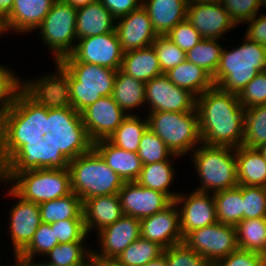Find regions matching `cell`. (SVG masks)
<instances>
[{"label":"cell","mask_w":266,"mask_h":266,"mask_svg":"<svg viewBox=\"0 0 266 266\" xmlns=\"http://www.w3.org/2000/svg\"><path fill=\"white\" fill-rule=\"evenodd\" d=\"M10 30H9V27H8V24H7V19H6V16H4L1 12H0V36L4 33L7 34L9 33Z\"/></svg>","instance_id":"60"},{"label":"cell","mask_w":266,"mask_h":266,"mask_svg":"<svg viewBox=\"0 0 266 266\" xmlns=\"http://www.w3.org/2000/svg\"><path fill=\"white\" fill-rule=\"evenodd\" d=\"M223 45L219 39H203L186 52V60L200 66L212 77L218 68Z\"/></svg>","instance_id":"40"},{"label":"cell","mask_w":266,"mask_h":266,"mask_svg":"<svg viewBox=\"0 0 266 266\" xmlns=\"http://www.w3.org/2000/svg\"><path fill=\"white\" fill-rule=\"evenodd\" d=\"M183 243L210 263L239 248L235 226L220 222L193 230L183 238Z\"/></svg>","instance_id":"12"},{"label":"cell","mask_w":266,"mask_h":266,"mask_svg":"<svg viewBox=\"0 0 266 266\" xmlns=\"http://www.w3.org/2000/svg\"><path fill=\"white\" fill-rule=\"evenodd\" d=\"M63 2L72 5L74 8H80L93 3L97 0H62Z\"/></svg>","instance_id":"58"},{"label":"cell","mask_w":266,"mask_h":266,"mask_svg":"<svg viewBox=\"0 0 266 266\" xmlns=\"http://www.w3.org/2000/svg\"><path fill=\"white\" fill-rule=\"evenodd\" d=\"M163 253L162 246L140 237L127 246L117 258L126 266H144L151 260L159 258Z\"/></svg>","instance_id":"41"},{"label":"cell","mask_w":266,"mask_h":266,"mask_svg":"<svg viewBox=\"0 0 266 266\" xmlns=\"http://www.w3.org/2000/svg\"><path fill=\"white\" fill-rule=\"evenodd\" d=\"M124 52L116 30L98 36L78 39L73 52L60 61H79L118 70Z\"/></svg>","instance_id":"14"},{"label":"cell","mask_w":266,"mask_h":266,"mask_svg":"<svg viewBox=\"0 0 266 266\" xmlns=\"http://www.w3.org/2000/svg\"><path fill=\"white\" fill-rule=\"evenodd\" d=\"M165 75L173 84L189 90L196 97L215 86L207 71L187 60L170 69Z\"/></svg>","instance_id":"32"},{"label":"cell","mask_w":266,"mask_h":266,"mask_svg":"<svg viewBox=\"0 0 266 266\" xmlns=\"http://www.w3.org/2000/svg\"><path fill=\"white\" fill-rule=\"evenodd\" d=\"M137 153L143 165L167 161L174 155L149 128L142 135Z\"/></svg>","instance_id":"42"},{"label":"cell","mask_w":266,"mask_h":266,"mask_svg":"<svg viewBox=\"0 0 266 266\" xmlns=\"http://www.w3.org/2000/svg\"><path fill=\"white\" fill-rule=\"evenodd\" d=\"M4 182L22 199L41 204L72 193L68 170L34 169L3 173Z\"/></svg>","instance_id":"8"},{"label":"cell","mask_w":266,"mask_h":266,"mask_svg":"<svg viewBox=\"0 0 266 266\" xmlns=\"http://www.w3.org/2000/svg\"><path fill=\"white\" fill-rule=\"evenodd\" d=\"M47 120L48 133L44 134V138L51 137L57 150H60L69 161L93 148L81 113L74 108L47 109Z\"/></svg>","instance_id":"9"},{"label":"cell","mask_w":266,"mask_h":266,"mask_svg":"<svg viewBox=\"0 0 266 266\" xmlns=\"http://www.w3.org/2000/svg\"><path fill=\"white\" fill-rule=\"evenodd\" d=\"M213 197L218 222L236 226L243 220L242 185L216 192Z\"/></svg>","instance_id":"36"},{"label":"cell","mask_w":266,"mask_h":266,"mask_svg":"<svg viewBox=\"0 0 266 266\" xmlns=\"http://www.w3.org/2000/svg\"><path fill=\"white\" fill-rule=\"evenodd\" d=\"M145 93V83L123 73L120 69L117 70L112 97L127 115H135L132 110L146 105Z\"/></svg>","instance_id":"33"},{"label":"cell","mask_w":266,"mask_h":266,"mask_svg":"<svg viewBox=\"0 0 266 266\" xmlns=\"http://www.w3.org/2000/svg\"><path fill=\"white\" fill-rule=\"evenodd\" d=\"M41 222L52 224L65 219H83V202L73 192L39 204Z\"/></svg>","instance_id":"34"},{"label":"cell","mask_w":266,"mask_h":266,"mask_svg":"<svg viewBox=\"0 0 266 266\" xmlns=\"http://www.w3.org/2000/svg\"><path fill=\"white\" fill-rule=\"evenodd\" d=\"M116 18H120L142 6V0H99Z\"/></svg>","instance_id":"54"},{"label":"cell","mask_w":266,"mask_h":266,"mask_svg":"<svg viewBox=\"0 0 266 266\" xmlns=\"http://www.w3.org/2000/svg\"><path fill=\"white\" fill-rule=\"evenodd\" d=\"M144 266H168L165 253H163V255H161L159 258L146 263Z\"/></svg>","instance_id":"59"},{"label":"cell","mask_w":266,"mask_h":266,"mask_svg":"<svg viewBox=\"0 0 266 266\" xmlns=\"http://www.w3.org/2000/svg\"><path fill=\"white\" fill-rule=\"evenodd\" d=\"M141 221L140 237L162 246L164 249L183 243L178 206L173 202L165 210Z\"/></svg>","instance_id":"21"},{"label":"cell","mask_w":266,"mask_h":266,"mask_svg":"<svg viewBox=\"0 0 266 266\" xmlns=\"http://www.w3.org/2000/svg\"><path fill=\"white\" fill-rule=\"evenodd\" d=\"M90 262L94 266H126L117 257L91 256Z\"/></svg>","instance_id":"56"},{"label":"cell","mask_w":266,"mask_h":266,"mask_svg":"<svg viewBox=\"0 0 266 266\" xmlns=\"http://www.w3.org/2000/svg\"><path fill=\"white\" fill-rule=\"evenodd\" d=\"M8 197L17 200L9 212V234L14 255L21 253L32 241L41 222L39 205L18 196L10 187Z\"/></svg>","instance_id":"16"},{"label":"cell","mask_w":266,"mask_h":266,"mask_svg":"<svg viewBox=\"0 0 266 266\" xmlns=\"http://www.w3.org/2000/svg\"><path fill=\"white\" fill-rule=\"evenodd\" d=\"M180 214V227L183 238L193 230L217 223L216 206L213 194L193 190L182 192L174 200Z\"/></svg>","instance_id":"18"},{"label":"cell","mask_w":266,"mask_h":266,"mask_svg":"<svg viewBox=\"0 0 266 266\" xmlns=\"http://www.w3.org/2000/svg\"><path fill=\"white\" fill-rule=\"evenodd\" d=\"M69 160L57 150L51 137L24 144L4 165L3 173L34 169L68 170Z\"/></svg>","instance_id":"13"},{"label":"cell","mask_w":266,"mask_h":266,"mask_svg":"<svg viewBox=\"0 0 266 266\" xmlns=\"http://www.w3.org/2000/svg\"><path fill=\"white\" fill-rule=\"evenodd\" d=\"M69 72L71 107L78 113L99 98L112 96L117 70L79 61H59Z\"/></svg>","instance_id":"6"},{"label":"cell","mask_w":266,"mask_h":266,"mask_svg":"<svg viewBox=\"0 0 266 266\" xmlns=\"http://www.w3.org/2000/svg\"><path fill=\"white\" fill-rule=\"evenodd\" d=\"M56 70L39 78L21 80V90L35 103L47 109L71 107L69 72L60 62Z\"/></svg>","instance_id":"11"},{"label":"cell","mask_w":266,"mask_h":266,"mask_svg":"<svg viewBox=\"0 0 266 266\" xmlns=\"http://www.w3.org/2000/svg\"><path fill=\"white\" fill-rule=\"evenodd\" d=\"M59 244L85 242L89 235L86 232L84 219H65L51 224Z\"/></svg>","instance_id":"49"},{"label":"cell","mask_w":266,"mask_h":266,"mask_svg":"<svg viewBox=\"0 0 266 266\" xmlns=\"http://www.w3.org/2000/svg\"><path fill=\"white\" fill-rule=\"evenodd\" d=\"M263 8L266 10V0H261Z\"/></svg>","instance_id":"64"},{"label":"cell","mask_w":266,"mask_h":266,"mask_svg":"<svg viewBox=\"0 0 266 266\" xmlns=\"http://www.w3.org/2000/svg\"><path fill=\"white\" fill-rule=\"evenodd\" d=\"M257 149L260 151V153L262 154V156H263V158L265 159V162H266V143L262 144Z\"/></svg>","instance_id":"61"},{"label":"cell","mask_w":266,"mask_h":266,"mask_svg":"<svg viewBox=\"0 0 266 266\" xmlns=\"http://www.w3.org/2000/svg\"><path fill=\"white\" fill-rule=\"evenodd\" d=\"M86 242L61 243L54 246L44 258L56 266H86L92 255Z\"/></svg>","instance_id":"38"},{"label":"cell","mask_w":266,"mask_h":266,"mask_svg":"<svg viewBox=\"0 0 266 266\" xmlns=\"http://www.w3.org/2000/svg\"><path fill=\"white\" fill-rule=\"evenodd\" d=\"M186 19L203 39L221 40L237 27L219 0L188 3Z\"/></svg>","instance_id":"17"},{"label":"cell","mask_w":266,"mask_h":266,"mask_svg":"<svg viewBox=\"0 0 266 266\" xmlns=\"http://www.w3.org/2000/svg\"><path fill=\"white\" fill-rule=\"evenodd\" d=\"M123 215L118 194L96 196L83 201V219L88 235H92L91 230L101 231Z\"/></svg>","instance_id":"24"},{"label":"cell","mask_w":266,"mask_h":266,"mask_svg":"<svg viewBox=\"0 0 266 266\" xmlns=\"http://www.w3.org/2000/svg\"><path fill=\"white\" fill-rule=\"evenodd\" d=\"M152 45L157 53L163 74L186 60V52L166 35H158Z\"/></svg>","instance_id":"43"},{"label":"cell","mask_w":266,"mask_h":266,"mask_svg":"<svg viewBox=\"0 0 266 266\" xmlns=\"http://www.w3.org/2000/svg\"><path fill=\"white\" fill-rule=\"evenodd\" d=\"M212 266H266V256L238 248L224 259L213 262Z\"/></svg>","instance_id":"52"},{"label":"cell","mask_w":266,"mask_h":266,"mask_svg":"<svg viewBox=\"0 0 266 266\" xmlns=\"http://www.w3.org/2000/svg\"><path fill=\"white\" fill-rule=\"evenodd\" d=\"M146 118H140L137 113L128 115L107 140L116 147L137 153L142 135L148 129Z\"/></svg>","instance_id":"35"},{"label":"cell","mask_w":266,"mask_h":266,"mask_svg":"<svg viewBox=\"0 0 266 266\" xmlns=\"http://www.w3.org/2000/svg\"><path fill=\"white\" fill-rule=\"evenodd\" d=\"M181 50L187 52L203 40L201 34L187 19L178 23L167 35Z\"/></svg>","instance_id":"51"},{"label":"cell","mask_w":266,"mask_h":266,"mask_svg":"<svg viewBox=\"0 0 266 266\" xmlns=\"http://www.w3.org/2000/svg\"><path fill=\"white\" fill-rule=\"evenodd\" d=\"M118 196L123 214L139 220L161 212L173 203L166 194L140 186L136 181L125 182Z\"/></svg>","instance_id":"20"},{"label":"cell","mask_w":266,"mask_h":266,"mask_svg":"<svg viewBox=\"0 0 266 266\" xmlns=\"http://www.w3.org/2000/svg\"><path fill=\"white\" fill-rule=\"evenodd\" d=\"M68 169L72 192L82 202L96 196L118 194L125 183L94 148L70 160Z\"/></svg>","instance_id":"4"},{"label":"cell","mask_w":266,"mask_h":266,"mask_svg":"<svg viewBox=\"0 0 266 266\" xmlns=\"http://www.w3.org/2000/svg\"><path fill=\"white\" fill-rule=\"evenodd\" d=\"M0 182H4V178H3V166L0 162Z\"/></svg>","instance_id":"62"},{"label":"cell","mask_w":266,"mask_h":266,"mask_svg":"<svg viewBox=\"0 0 266 266\" xmlns=\"http://www.w3.org/2000/svg\"><path fill=\"white\" fill-rule=\"evenodd\" d=\"M172 158L177 159L180 158V156L173 155V157L167 161L143 165L136 182L140 186L166 194L174 202L180 192L169 190L171 185H173L172 183L174 182L173 180L176 174L174 173L175 167Z\"/></svg>","instance_id":"31"},{"label":"cell","mask_w":266,"mask_h":266,"mask_svg":"<svg viewBox=\"0 0 266 266\" xmlns=\"http://www.w3.org/2000/svg\"><path fill=\"white\" fill-rule=\"evenodd\" d=\"M48 133L47 108L20 90L15 101L0 115V162L2 166L26 143Z\"/></svg>","instance_id":"2"},{"label":"cell","mask_w":266,"mask_h":266,"mask_svg":"<svg viewBox=\"0 0 266 266\" xmlns=\"http://www.w3.org/2000/svg\"><path fill=\"white\" fill-rule=\"evenodd\" d=\"M223 8L228 12L231 20L240 26L243 22L251 20L256 14L263 10L261 0H219Z\"/></svg>","instance_id":"48"},{"label":"cell","mask_w":266,"mask_h":266,"mask_svg":"<svg viewBox=\"0 0 266 266\" xmlns=\"http://www.w3.org/2000/svg\"><path fill=\"white\" fill-rule=\"evenodd\" d=\"M86 266H94L91 262H89Z\"/></svg>","instance_id":"65"},{"label":"cell","mask_w":266,"mask_h":266,"mask_svg":"<svg viewBox=\"0 0 266 266\" xmlns=\"http://www.w3.org/2000/svg\"><path fill=\"white\" fill-rule=\"evenodd\" d=\"M56 0H14L6 17L9 30L14 33L36 31Z\"/></svg>","instance_id":"25"},{"label":"cell","mask_w":266,"mask_h":266,"mask_svg":"<svg viewBox=\"0 0 266 266\" xmlns=\"http://www.w3.org/2000/svg\"><path fill=\"white\" fill-rule=\"evenodd\" d=\"M259 14L246 22L247 30L244 33L250 40L266 48V13Z\"/></svg>","instance_id":"53"},{"label":"cell","mask_w":266,"mask_h":266,"mask_svg":"<svg viewBox=\"0 0 266 266\" xmlns=\"http://www.w3.org/2000/svg\"><path fill=\"white\" fill-rule=\"evenodd\" d=\"M157 35H167L187 15V0H142Z\"/></svg>","instance_id":"26"},{"label":"cell","mask_w":266,"mask_h":266,"mask_svg":"<svg viewBox=\"0 0 266 266\" xmlns=\"http://www.w3.org/2000/svg\"><path fill=\"white\" fill-rule=\"evenodd\" d=\"M116 18L97 0L77 8L76 37L78 39L98 36L115 31Z\"/></svg>","instance_id":"28"},{"label":"cell","mask_w":266,"mask_h":266,"mask_svg":"<svg viewBox=\"0 0 266 266\" xmlns=\"http://www.w3.org/2000/svg\"><path fill=\"white\" fill-rule=\"evenodd\" d=\"M235 229L240 249L266 256V218L243 219Z\"/></svg>","instance_id":"37"},{"label":"cell","mask_w":266,"mask_h":266,"mask_svg":"<svg viewBox=\"0 0 266 266\" xmlns=\"http://www.w3.org/2000/svg\"><path fill=\"white\" fill-rule=\"evenodd\" d=\"M128 115L112 96H104L81 112L87 134L94 143L108 139Z\"/></svg>","instance_id":"19"},{"label":"cell","mask_w":266,"mask_h":266,"mask_svg":"<svg viewBox=\"0 0 266 266\" xmlns=\"http://www.w3.org/2000/svg\"><path fill=\"white\" fill-rule=\"evenodd\" d=\"M266 143V104L245 109L242 145L258 148Z\"/></svg>","instance_id":"39"},{"label":"cell","mask_w":266,"mask_h":266,"mask_svg":"<svg viewBox=\"0 0 266 266\" xmlns=\"http://www.w3.org/2000/svg\"><path fill=\"white\" fill-rule=\"evenodd\" d=\"M238 185L266 188V162L257 148H235Z\"/></svg>","instance_id":"30"},{"label":"cell","mask_w":266,"mask_h":266,"mask_svg":"<svg viewBox=\"0 0 266 266\" xmlns=\"http://www.w3.org/2000/svg\"><path fill=\"white\" fill-rule=\"evenodd\" d=\"M236 48L223 47L214 85L219 89L239 94L261 71L266 70V48L244 35Z\"/></svg>","instance_id":"3"},{"label":"cell","mask_w":266,"mask_h":266,"mask_svg":"<svg viewBox=\"0 0 266 266\" xmlns=\"http://www.w3.org/2000/svg\"><path fill=\"white\" fill-rule=\"evenodd\" d=\"M147 113L148 128L164 141L174 155H191L202 143L197 109L190 112Z\"/></svg>","instance_id":"7"},{"label":"cell","mask_w":266,"mask_h":266,"mask_svg":"<svg viewBox=\"0 0 266 266\" xmlns=\"http://www.w3.org/2000/svg\"><path fill=\"white\" fill-rule=\"evenodd\" d=\"M120 70L143 83L163 75L153 45L125 52Z\"/></svg>","instance_id":"29"},{"label":"cell","mask_w":266,"mask_h":266,"mask_svg":"<svg viewBox=\"0 0 266 266\" xmlns=\"http://www.w3.org/2000/svg\"><path fill=\"white\" fill-rule=\"evenodd\" d=\"M191 154L200 180L194 190L214 194L238 186L235 148L201 143Z\"/></svg>","instance_id":"5"},{"label":"cell","mask_w":266,"mask_h":266,"mask_svg":"<svg viewBox=\"0 0 266 266\" xmlns=\"http://www.w3.org/2000/svg\"><path fill=\"white\" fill-rule=\"evenodd\" d=\"M58 239L54 234L51 224L41 223L34 233L29 245L21 252L26 256H45L54 246L58 245Z\"/></svg>","instance_id":"45"},{"label":"cell","mask_w":266,"mask_h":266,"mask_svg":"<svg viewBox=\"0 0 266 266\" xmlns=\"http://www.w3.org/2000/svg\"><path fill=\"white\" fill-rule=\"evenodd\" d=\"M115 30L124 53L148 47L158 36L147 11L142 6L116 19Z\"/></svg>","instance_id":"22"},{"label":"cell","mask_w":266,"mask_h":266,"mask_svg":"<svg viewBox=\"0 0 266 266\" xmlns=\"http://www.w3.org/2000/svg\"><path fill=\"white\" fill-rule=\"evenodd\" d=\"M15 74L12 69L0 64V115L13 105L21 90V77Z\"/></svg>","instance_id":"46"},{"label":"cell","mask_w":266,"mask_h":266,"mask_svg":"<svg viewBox=\"0 0 266 266\" xmlns=\"http://www.w3.org/2000/svg\"><path fill=\"white\" fill-rule=\"evenodd\" d=\"M76 13L77 8L56 0L49 13L45 16L41 25L36 29L41 35V43L47 46L53 61L59 62L70 55L77 42L76 37Z\"/></svg>","instance_id":"10"},{"label":"cell","mask_w":266,"mask_h":266,"mask_svg":"<svg viewBox=\"0 0 266 266\" xmlns=\"http://www.w3.org/2000/svg\"><path fill=\"white\" fill-rule=\"evenodd\" d=\"M145 90L148 112H190L196 109V96L173 84L165 74L146 82Z\"/></svg>","instance_id":"15"},{"label":"cell","mask_w":266,"mask_h":266,"mask_svg":"<svg viewBox=\"0 0 266 266\" xmlns=\"http://www.w3.org/2000/svg\"><path fill=\"white\" fill-rule=\"evenodd\" d=\"M196 109L203 144L242 146L245 108L240 104L238 94L214 86L196 97Z\"/></svg>","instance_id":"1"},{"label":"cell","mask_w":266,"mask_h":266,"mask_svg":"<svg viewBox=\"0 0 266 266\" xmlns=\"http://www.w3.org/2000/svg\"><path fill=\"white\" fill-rule=\"evenodd\" d=\"M141 221L129 215H123L113 224L97 232L100 250H92L91 256L117 257L131 243L140 238Z\"/></svg>","instance_id":"23"},{"label":"cell","mask_w":266,"mask_h":266,"mask_svg":"<svg viewBox=\"0 0 266 266\" xmlns=\"http://www.w3.org/2000/svg\"><path fill=\"white\" fill-rule=\"evenodd\" d=\"M243 219L266 218V188L242 185Z\"/></svg>","instance_id":"44"},{"label":"cell","mask_w":266,"mask_h":266,"mask_svg":"<svg viewBox=\"0 0 266 266\" xmlns=\"http://www.w3.org/2000/svg\"><path fill=\"white\" fill-rule=\"evenodd\" d=\"M13 257H14L13 258L14 263L12 265L10 264L9 266H56L48 261L46 262V260H48L46 258L43 262H40L39 260V263H38L35 257L22 255L21 253H18L14 255Z\"/></svg>","instance_id":"55"},{"label":"cell","mask_w":266,"mask_h":266,"mask_svg":"<svg viewBox=\"0 0 266 266\" xmlns=\"http://www.w3.org/2000/svg\"><path fill=\"white\" fill-rule=\"evenodd\" d=\"M168 266H212L208 260L180 243L164 249Z\"/></svg>","instance_id":"50"},{"label":"cell","mask_w":266,"mask_h":266,"mask_svg":"<svg viewBox=\"0 0 266 266\" xmlns=\"http://www.w3.org/2000/svg\"><path fill=\"white\" fill-rule=\"evenodd\" d=\"M238 99L245 109L266 104V70L259 72L242 89Z\"/></svg>","instance_id":"47"},{"label":"cell","mask_w":266,"mask_h":266,"mask_svg":"<svg viewBox=\"0 0 266 266\" xmlns=\"http://www.w3.org/2000/svg\"><path fill=\"white\" fill-rule=\"evenodd\" d=\"M14 0H0V12L4 16H8L12 10Z\"/></svg>","instance_id":"57"},{"label":"cell","mask_w":266,"mask_h":266,"mask_svg":"<svg viewBox=\"0 0 266 266\" xmlns=\"http://www.w3.org/2000/svg\"><path fill=\"white\" fill-rule=\"evenodd\" d=\"M93 148L125 182L138 179L143 166L138 153L116 147L107 139L94 142Z\"/></svg>","instance_id":"27"},{"label":"cell","mask_w":266,"mask_h":266,"mask_svg":"<svg viewBox=\"0 0 266 266\" xmlns=\"http://www.w3.org/2000/svg\"><path fill=\"white\" fill-rule=\"evenodd\" d=\"M207 1H217V0H187L188 3H194V2H207Z\"/></svg>","instance_id":"63"}]
</instances>
